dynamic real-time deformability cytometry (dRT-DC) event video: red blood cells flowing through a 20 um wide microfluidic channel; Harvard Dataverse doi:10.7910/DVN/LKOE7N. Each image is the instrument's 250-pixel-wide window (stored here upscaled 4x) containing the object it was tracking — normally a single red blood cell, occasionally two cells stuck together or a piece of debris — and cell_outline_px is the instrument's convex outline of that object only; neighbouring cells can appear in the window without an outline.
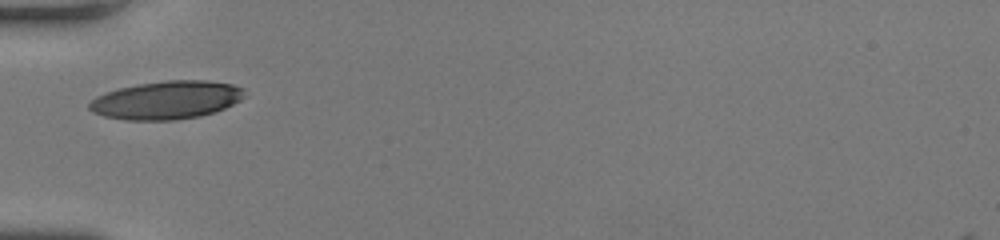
{"species": "human", "species_latin": "Homo sapiens", "temperature_condition": "room temperature", "stored_images_in_passage": 26, "camera_frame_rate_fps": 3000, "um_per_image_px": 0.085, "donor": {"sex": "female"}, "frame": {"image": 1, "passage_image": 1, "time_ms": 0.0, "image_size_px": [1000, 240], "cell_outline_px": [[244, 96], [240, 100], [216, 112], [200, 116], [176, 120], [124, 120], [104, 116], [92, 112], [88, 108], [88, 104], [96, 96], [120, 88], [140, 84], [164, 80], [208, 80], [232, 84], [244, 88]], "centroid_in_image_um": [14.16, 8.51], "position_along_channel_um": 70.8, "area_um2": 34.56}}
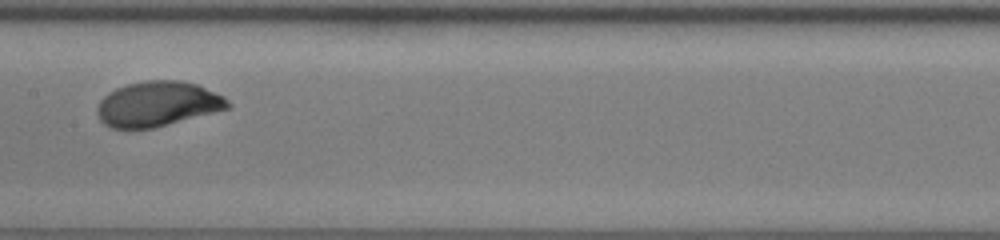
{"frame": {"image": 2, "passage_image": 10, "time_ms": 3.0, "image_size_px": [1000, 240], "cell_outline_px": [[232, 108], [152, 128], [112, 128], [104, 124], [100, 120], [96, 112], [96, 108], [100, 100], [108, 92], [116, 88], [128, 84], [144, 80], [180, 80], [196, 84], [224, 96], [232, 104]], "centroid_in_image_um": [13.4, 8.83], "position_along_channel_um": 194.0, "area_um2": 34.39}}
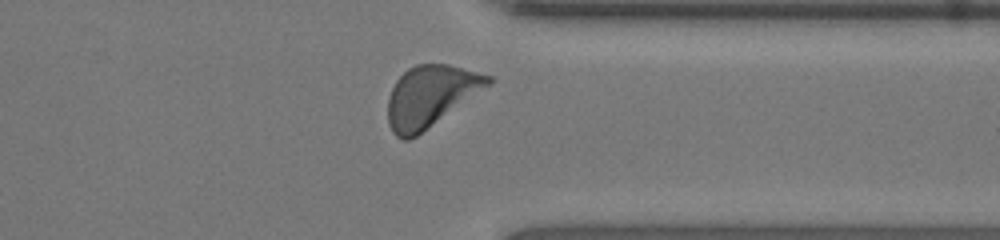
{"frame": {"image": 3, "passage_image": 23, "time_ms": 7.333, "image_size_px": [1000, 240], "cell_outline_px": [[492, 84], [416, 136], [408, 140], [404, 140], [396, 136], [392, 132], [388, 124], [388, 96], [396, 80], [408, 68], [416, 64], [448, 64], [492, 76]], "centroid_in_image_um": [36.58, 8.17], "position_along_channel_um": 374.8, "area_um2": 35.6}, "authors_computed_cell_mechanics": {"area_um2": 34.2465, "velocity_mm_per_s": 4.1671, "shape_relaxation_time_tau1_ms": 2.5882, "shape_relaxation_time_tau2_ms": null, "deformation_change_tau1": 0.1637, "deformation_change_tau2": null}}